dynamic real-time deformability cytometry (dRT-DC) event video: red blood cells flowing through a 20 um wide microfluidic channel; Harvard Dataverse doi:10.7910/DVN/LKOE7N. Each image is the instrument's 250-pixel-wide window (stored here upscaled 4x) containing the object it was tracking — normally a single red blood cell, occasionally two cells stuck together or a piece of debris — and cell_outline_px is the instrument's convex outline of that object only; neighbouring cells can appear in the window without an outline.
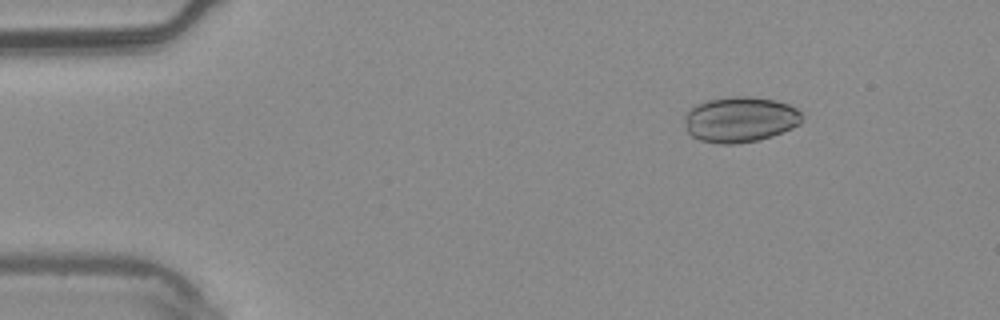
{"species": "common noctule bat (a hibernating species)", "species_latin": "Nyctalus noctula", "temperature_condition": "warm", "stored_images_in_passage": 2, "camera_frame_rate_fps": 3000, "um_per_image_px": 0.085, "animal": {"sex": "male", "body_mass_g": 20.4}, "frame": {"image": 1, "passage_image": 2, "time_ms": 0.333, "image_size_px": [1000, 320], "cell_outline_px": [[804, 120], [800, 124], [792, 128], [772, 136], [760, 140], [736, 144], [716, 144], [700, 140], [692, 136], [688, 132], [684, 120], [684, 116], [692, 108], [708, 100], [732, 96], [752, 96], [776, 100], [788, 104], [796, 108], [804, 116]], "centroid_in_image_um": [62.95, 10.16], "position_along_channel_um": 22.0, "area_um2": 31.39}}